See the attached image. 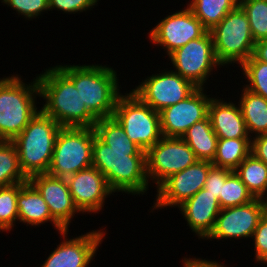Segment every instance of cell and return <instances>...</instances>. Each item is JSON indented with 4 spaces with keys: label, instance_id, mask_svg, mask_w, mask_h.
<instances>
[{
    "label": "cell",
    "instance_id": "1",
    "mask_svg": "<svg viewBox=\"0 0 267 267\" xmlns=\"http://www.w3.org/2000/svg\"><path fill=\"white\" fill-rule=\"evenodd\" d=\"M92 166L106 178L115 192L146 195L149 190L146 152L143 150L112 149L96 134L93 140Z\"/></svg>",
    "mask_w": 267,
    "mask_h": 267
},
{
    "label": "cell",
    "instance_id": "2",
    "mask_svg": "<svg viewBox=\"0 0 267 267\" xmlns=\"http://www.w3.org/2000/svg\"><path fill=\"white\" fill-rule=\"evenodd\" d=\"M41 111L61 127L94 128L97 118L86 108L74 83L55 65L37 75Z\"/></svg>",
    "mask_w": 267,
    "mask_h": 267
},
{
    "label": "cell",
    "instance_id": "3",
    "mask_svg": "<svg viewBox=\"0 0 267 267\" xmlns=\"http://www.w3.org/2000/svg\"><path fill=\"white\" fill-rule=\"evenodd\" d=\"M78 90L86 108L97 118L112 117L118 97L122 94L119 87L117 70L109 65H56Z\"/></svg>",
    "mask_w": 267,
    "mask_h": 267
},
{
    "label": "cell",
    "instance_id": "4",
    "mask_svg": "<svg viewBox=\"0 0 267 267\" xmlns=\"http://www.w3.org/2000/svg\"><path fill=\"white\" fill-rule=\"evenodd\" d=\"M20 75L0 78V140L12 141L40 110L37 76L25 83Z\"/></svg>",
    "mask_w": 267,
    "mask_h": 267
},
{
    "label": "cell",
    "instance_id": "5",
    "mask_svg": "<svg viewBox=\"0 0 267 267\" xmlns=\"http://www.w3.org/2000/svg\"><path fill=\"white\" fill-rule=\"evenodd\" d=\"M61 126L39 110L23 131L12 142L19 155L20 168L29 179L47 173L54 144Z\"/></svg>",
    "mask_w": 267,
    "mask_h": 267
},
{
    "label": "cell",
    "instance_id": "6",
    "mask_svg": "<svg viewBox=\"0 0 267 267\" xmlns=\"http://www.w3.org/2000/svg\"><path fill=\"white\" fill-rule=\"evenodd\" d=\"M219 63L225 67L242 65L254 50L255 41L250 31L246 12L238 5L210 31ZM235 63V64H234Z\"/></svg>",
    "mask_w": 267,
    "mask_h": 267
},
{
    "label": "cell",
    "instance_id": "7",
    "mask_svg": "<svg viewBox=\"0 0 267 267\" xmlns=\"http://www.w3.org/2000/svg\"><path fill=\"white\" fill-rule=\"evenodd\" d=\"M94 128L61 127L52 154L48 174L67 178L92 166Z\"/></svg>",
    "mask_w": 267,
    "mask_h": 267
},
{
    "label": "cell",
    "instance_id": "8",
    "mask_svg": "<svg viewBox=\"0 0 267 267\" xmlns=\"http://www.w3.org/2000/svg\"><path fill=\"white\" fill-rule=\"evenodd\" d=\"M113 117L131 141L145 152L162 138L159 112L131 91L118 97Z\"/></svg>",
    "mask_w": 267,
    "mask_h": 267
},
{
    "label": "cell",
    "instance_id": "9",
    "mask_svg": "<svg viewBox=\"0 0 267 267\" xmlns=\"http://www.w3.org/2000/svg\"><path fill=\"white\" fill-rule=\"evenodd\" d=\"M173 71L192 82L198 88H205L211 72L222 67L216 58L211 33L189 41L168 56ZM175 68V69H174ZM207 83V84H206Z\"/></svg>",
    "mask_w": 267,
    "mask_h": 267
},
{
    "label": "cell",
    "instance_id": "10",
    "mask_svg": "<svg viewBox=\"0 0 267 267\" xmlns=\"http://www.w3.org/2000/svg\"><path fill=\"white\" fill-rule=\"evenodd\" d=\"M166 69L147 76L135 89H131L142 102L157 112L186 99L198 88L172 69Z\"/></svg>",
    "mask_w": 267,
    "mask_h": 267
},
{
    "label": "cell",
    "instance_id": "11",
    "mask_svg": "<svg viewBox=\"0 0 267 267\" xmlns=\"http://www.w3.org/2000/svg\"><path fill=\"white\" fill-rule=\"evenodd\" d=\"M198 159L193 150L177 137L162 138L146 151L148 180L158 188L171 175L193 165Z\"/></svg>",
    "mask_w": 267,
    "mask_h": 267
},
{
    "label": "cell",
    "instance_id": "12",
    "mask_svg": "<svg viewBox=\"0 0 267 267\" xmlns=\"http://www.w3.org/2000/svg\"><path fill=\"white\" fill-rule=\"evenodd\" d=\"M213 164L206 160H197L193 165L171 175L158 188L156 200L151 211L178 207L204 188L205 181Z\"/></svg>",
    "mask_w": 267,
    "mask_h": 267
},
{
    "label": "cell",
    "instance_id": "13",
    "mask_svg": "<svg viewBox=\"0 0 267 267\" xmlns=\"http://www.w3.org/2000/svg\"><path fill=\"white\" fill-rule=\"evenodd\" d=\"M208 30L186 6L171 15H166L150 32L149 40L166 51L169 56L189 41L202 37Z\"/></svg>",
    "mask_w": 267,
    "mask_h": 267
},
{
    "label": "cell",
    "instance_id": "14",
    "mask_svg": "<svg viewBox=\"0 0 267 267\" xmlns=\"http://www.w3.org/2000/svg\"><path fill=\"white\" fill-rule=\"evenodd\" d=\"M68 232L69 230H64L59 233L63 240L56 245L41 267H89L106 236L103 228L72 238L67 237Z\"/></svg>",
    "mask_w": 267,
    "mask_h": 267
},
{
    "label": "cell",
    "instance_id": "15",
    "mask_svg": "<svg viewBox=\"0 0 267 267\" xmlns=\"http://www.w3.org/2000/svg\"><path fill=\"white\" fill-rule=\"evenodd\" d=\"M265 214L263 199L255 198L248 204L220 210L215 227L206 240L248 239L258 226Z\"/></svg>",
    "mask_w": 267,
    "mask_h": 267
},
{
    "label": "cell",
    "instance_id": "16",
    "mask_svg": "<svg viewBox=\"0 0 267 267\" xmlns=\"http://www.w3.org/2000/svg\"><path fill=\"white\" fill-rule=\"evenodd\" d=\"M206 94L205 88H197L186 99L160 111L162 136L182 138L193 124L205 119L212 99Z\"/></svg>",
    "mask_w": 267,
    "mask_h": 267
},
{
    "label": "cell",
    "instance_id": "17",
    "mask_svg": "<svg viewBox=\"0 0 267 267\" xmlns=\"http://www.w3.org/2000/svg\"><path fill=\"white\" fill-rule=\"evenodd\" d=\"M66 180L73 202L83 215L86 212L98 214L106 204V198L115 195L105 176L93 166L68 176Z\"/></svg>",
    "mask_w": 267,
    "mask_h": 267
},
{
    "label": "cell",
    "instance_id": "18",
    "mask_svg": "<svg viewBox=\"0 0 267 267\" xmlns=\"http://www.w3.org/2000/svg\"><path fill=\"white\" fill-rule=\"evenodd\" d=\"M28 181L44 198L52 218L64 230H69L73 217L76 213L79 215L81 212L73 202L66 178L43 173L31 176Z\"/></svg>",
    "mask_w": 267,
    "mask_h": 267
},
{
    "label": "cell",
    "instance_id": "19",
    "mask_svg": "<svg viewBox=\"0 0 267 267\" xmlns=\"http://www.w3.org/2000/svg\"><path fill=\"white\" fill-rule=\"evenodd\" d=\"M177 208L187 221V226L202 240H206L212 233L221 210L219 201L205 188L199 190Z\"/></svg>",
    "mask_w": 267,
    "mask_h": 267
},
{
    "label": "cell",
    "instance_id": "20",
    "mask_svg": "<svg viewBox=\"0 0 267 267\" xmlns=\"http://www.w3.org/2000/svg\"><path fill=\"white\" fill-rule=\"evenodd\" d=\"M215 97L209 103L208 116L216 136L223 139L251 138L238 102L234 104L230 98L227 102L217 95Z\"/></svg>",
    "mask_w": 267,
    "mask_h": 267
},
{
    "label": "cell",
    "instance_id": "21",
    "mask_svg": "<svg viewBox=\"0 0 267 267\" xmlns=\"http://www.w3.org/2000/svg\"><path fill=\"white\" fill-rule=\"evenodd\" d=\"M18 221L40 227L50 222L56 229L57 234L64 229L52 218L49 207L38 190L27 181L18 193L17 198Z\"/></svg>",
    "mask_w": 267,
    "mask_h": 267
},
{
    "label": "cell",
    "instance_id": "22",
    "mask_svg": "<svg viewBox=\"0 0 267 267\" xmlns=\"http://www.w3.org/2000/svg\"><path fill=\"white\" fill-rule=\"evenodd\" d=\"M241 91L238 104L250 137L267 134V100L245 87Z\"/></svg>",
    "mask_w": 267,
    "mask_h": 267
},
{
    "label": "cell",
    "instance_id": "23",
    "mask_svg": "<svg viewBox=\"0 0 267 267\" xmlns=\"http://www.w3.org/2000/svg\"><path fill=\"white\" fill-rule=\"evenodd\" d=\"M182 139L193 150L198 160L213 161L218 137L212 129L209 116L193 124Z\"/></svg>",
    "mask_w": 267,
    "mask_h": 267
},
{
    "label": "cell",
    "instance_id": "24",
    "mask_svg": "<svg viewBox=\"0 0 267 267\" xmlns=\"http://www.w3.org/2000/svg\"><path fill=\"white\" fill-rule=\"evenodd\" d=\"M252 138H218L216 154L211 162L214 167L234 171L251 153Z\"/></svg>",
    "mask_w": 267,
    "mask_h": 267
},
{
    "label": "cell",
    "instance_id": "25",
    "mask_svg": "<svg viewBox=\"0 0 267 267\" xmlns=\"http://www.w3.org/2000/svg\"><path fill=\"white\" fill-rule=\"evenodd\" d=\"M254 198L267 195V165L249 154L234 170Z\"/></svg>",
    "mask_w": 267,
    "mask_h": 267
},
{
    "label": "cell",
    "instance_id": "26",
    "mask_svg": "<svg viewBox=\"0 0 267 267\" xmlns=\"http://www.w3.org/2000/svg\"><path fill=\"white\" fill-rule=\"evenodd\" d=\"M186 5L202 25L210 31L239 4L236 0H191Z\"/></svg>",
    "mask_w": 267,
    "mask_h": 267
},
{
    "label": "cell",
    "instance_id": "27",
    "mask_svg": "<svg viewBox=\"0 0 267 267\" xmlns=\"http://www.w3.org/2000/svg\"><path fill=\"white\" fill-rule=\"evenodd\" d=\"M27 181L20 168L16 146L12 141L0 140V187Z\"/></svg>",
    "mask_w": 267,
    "mask_h": 267
},
{
    "label": "cell",
    "instance_id": "28",
    "mask_svg": "<svg viewBox=\"0 0 267 267\" xmlns=\"http://www.w3.org/2000/svg\"><path fill=\"white\" fill-rule=\"evenodd\" d=\"M96 135L112 149L119 150H142L131 141L123 127L112 116L98 119L94 125Z\"/></svg>",
    "mask_w": 267,
    "mask_h": 267
},
{
    "label": "cell",
    "instance_id": "29",
    "mask_svg": "<svg viewBox=\"0 0 267 267\" xmlns=\"http://www.w3.org/2000/svg\"><path fill=\"white\" fill-rule=\"evenodd\" d=\"M254 199L235 171H231L222 184L221 194H219L221 209L245 205Z\"/></svg>",
    "mask_w": 267,
    "mask_h": 267
},
{
    "label": "cell",
    "instance_id": "30",
    "mask_svg": "<svg viewBox=\"0 0 267 267\" xmlns=\"http://www.w3.org/2000/svg\"><path fill=\"white\" fill-rule=\"evenodd\" d=\"M26 182L0 187V232H10L18 221L17 198Z\"/></svg>",
    "mask_w": 267,
    "mask_h": 267
},
{
    "label": "cell",
    "instance_id": "31",
    "mask_svg": "<svg viewBox=\"0 0 267 267\" xmlns=\"http://www.w3.org/2000/svg\"><path fill=\"white\" fill-rule=\"evenodd\" d=\"M248 84L242 85L249 91L263 96L267 100V63L257 60L253 55L241 66Z\"/></svg>",
    "mask_w": 267,
    "mask_h": 267
},
{
    "label": "cell",
    "instance_id": "32",
    "mask_svg": "<svg viewBox=\"0 0 267 267\" xmlns=\"http://www.w3.org/2000/svg\"><path fill=\"white\" fill-rule=\"evenodd\" d=\"M240 6L248 16L255 43L267 39V0H247Z\"/></svg>",
    "mask_w": 267,
    "mask_h": 267
},
{
    "label": "cell",
    "instance_id": "33",
    "mask_svg": "<svg viewBox=\"0 0 267 267\" xmlns=\"http://www.w3.org/2000/svg\"><path fill=\"white\" fill-rule=\"evenodd\" d=\"M1 3L29 21L49 10V0H1Z\"/></svg>",
    "mask_w": 267,
    "mask_h": 267
},
{
    "label": "cell",
    "instance_id": "34",
    "mask_svg": "<svg viewBox=\"0 0 267 267\" xmlns=\"http://www.w3.org/2000/svg\"><path fill=\"white\" fill-rule=\"evenodd\" d=\"M99 0H49V11L53 9L66 14H78L92 10Z\"/></svg>",
    "mask_w": 267,
    "mask_h": 267
},
{
    "label": "cell",
    "instance_id": "35",
    "mask_svg": "<svg viewBox=\"0 0 267 267\" xmlns=\"http://www.w3.org/2000/svg\"><path fill=\"white\" fill-rule=\"evenodd\" d=\"M252 240L254 243L255 263H260L267 259V214L265 213L256 227Z\"/></svg>",
    "mask_w": 267,
    "mask_h": 267
},
{
    "label": "cell",
    "instance_id": "36",
    "mask_svg": "<svg viewBox=\"0 0 267 267\" xmlns=\"http://www.w3.org/2000/svg\"><path fill=\"white\" fill-rule=\"evenodd\" d=\"M231 170L227 168L212 167L207 175L204 188L208 190L218 201L221 194L222 184Z\"/></svg>",
    "mask_w": 267,
    "mask_h": 267
},
{
    "label": "cell",
    "instance_id": "37",
    "mask_svg": "<svg viewBox=\"0 0 267 267\" xmlns=\"http://www.w3.org/2000/svg\"><path fill=\"white\" fill-rule=\"evenodd\" d=\"M251 154L267 165V134H261L251 139Z\"/></svg>",
    "mask_w": 267,
    "mask_h": 267
},
{
    "label": "cell",
    "instance_id": "38",
    "mask_svg": "<svg viewBox=\"0 0 267 267\" xmlns=\"http://www.w3.org/2000/svg\"><path fill=\"white\" fill-rule=\"evenodd\" d=\"M182 264H183V267H227L225 265H223L224 263H220L218 262V260L216 261H210V260H206V259H203V258H196V257H184L182 258Z\"/></svg>",
    "mask_w": 267,
    "mask_h": 267
},
{
    "label": "cell",
    "instance_id": "39",
    "mask_svg": "<svg viewBox=\"0 0 267 267\" xmlns=\"http://www.w3.org/2000/svg\"><path fill=\"white\" fill-rule=\"evenodd\" d=\"M252 55L257 60L267 63V39L255 43Z\"/></svg>",
    "mask_w": 267,
    "mask_h": 267
},
{
    "label": "cell",
    "instance_id": "40",
    "mask_svg": "<svg viewBox=\"0 0 267 267\" xmlns=\"http://www.w3.org/2000/svg\"><path fill=\"white\" fill-rule=\"evenodd\" d=\"M264 205H265V213L267 214V195L263 198Z\"/></svg>",
    "mask_w": 267,
    "mask_h": 267
},
{
    "label": "cell",
    "instance_id": "41",
    "mask_svg": "<svg viewBox=\"0 0 267 267\" xmlns=\"http://www.w3.org/2000/svg\"><path fill=\"white\" fill-rule=\"evenodd\" d=\"M237 1V3L240 5L242 2H245V1H247V0H236Z\"/></svg>",
    "mask_w": 267,
    "mask_h": 267
},
{
    "label": "cell",
    "instance_id": "42",
    "mask_svg": "<svg viewBox=\"0 0 267 267\" xmlns=\"http://www.w3.org/2000/svg\"><path fill=\"white\" fill-rule=\"evenodd\" d=\"M261 264L262 263H264L265 265L267 264V259L266 260H264V261H262V262H260Z\"/></svg>",
    "mask_w": 267,
    "mask_h": 267
}]
</instances>
